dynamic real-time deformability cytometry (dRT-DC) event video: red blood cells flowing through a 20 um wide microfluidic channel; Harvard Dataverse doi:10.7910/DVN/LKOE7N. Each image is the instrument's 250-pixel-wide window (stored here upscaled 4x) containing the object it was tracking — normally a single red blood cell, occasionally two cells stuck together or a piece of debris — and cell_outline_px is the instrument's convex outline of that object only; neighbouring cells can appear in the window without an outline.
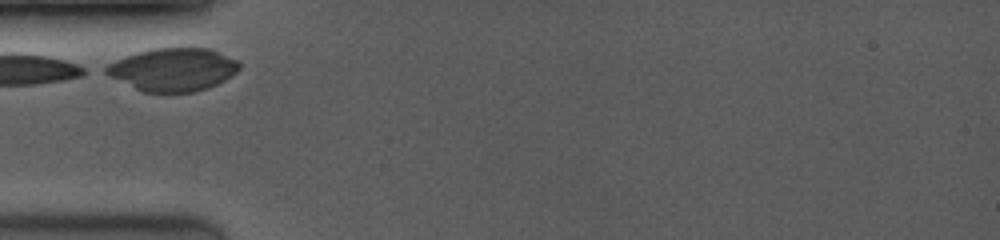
{"species": "common noctule bat (a hibernating species)", "species_latin": "Nyctalus noctula", "temperature_condition": "room temperature", "stored_images_in_passage": 8, "camera_frame_rate_fps": 3500, "um_per_image_px": 0.085, "animal": {"sex": "female", "body_mass_g": 19.0, "forearm_length_mm": 53.3}, "frame": {"image": 1, "passage_image": 1, "time_ms": 0.0, "image_size_px": [1000, 240], "cell_outline_px": [[240, 68], [232, 76], [208, 88], [196, 92], [144, 92], [104, 72], [100, 68], [116, 60], [152, 48], [212, 48], [236, 60], [240, 64]], "centroid_in_image_um": [14.75, 5.9], "position_along_channel_um": 70.3, "area_um2": 33.06}}